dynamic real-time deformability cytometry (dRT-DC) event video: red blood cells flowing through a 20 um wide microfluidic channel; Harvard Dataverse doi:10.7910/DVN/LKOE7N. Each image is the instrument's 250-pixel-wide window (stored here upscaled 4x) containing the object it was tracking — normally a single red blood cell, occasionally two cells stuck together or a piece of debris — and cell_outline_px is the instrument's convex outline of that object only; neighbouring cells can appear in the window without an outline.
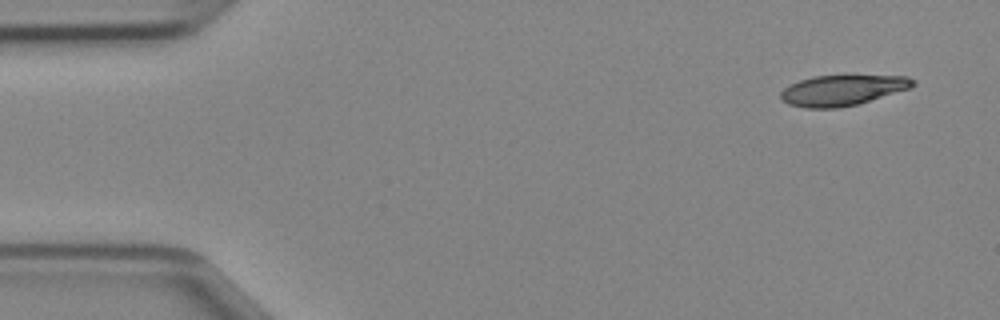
{"species": "Egyptian fruit bat (a non-hibernating species)", "species_latin": "Rousettus aegyptiacus", "temperature_condition": "cold", "stored_images_in_passage": 44, "camera_frame_rate_fps": 3000, "um_per_image_px": 0.085, "animal": {"sex": "female"}, "frame": {"image": 1, "passage_image": 1, "time_ms": 0.0, "image_size_px": [1000, 320], "cell_outline_px": [[916, 84], [908, 88], [856, 104], [836, 108], [804, 108], [788, 104], [780, 100], [780, 92], [784, 88], [800, 80], [812, 76], [908, 76], [916, 80]], "centroid_in_image_um": [71.54, 7.67], "position_along_channel_um": 13.5, "area_um2": 23.18}}
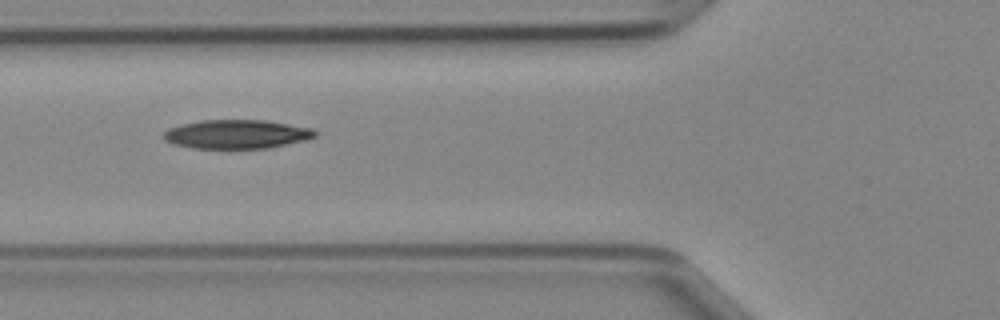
{"frame": {"image": 2, "passage_image": 15, "time_ms": 4.667, "image_size_px": [1000, 320], "cell_outline_px": [[316, 136], [308, 140], [268, 148], [192, 148], [172, 144], [164, 140], [160, 136], [168, 128], [180, 124], [200, 120], [264, 120], [312, 128], [316, 132]], "centroid_in_image_um": [20.07, 11.41], "position_along_channel_um": 105.7, "area_um2": 25.72}}
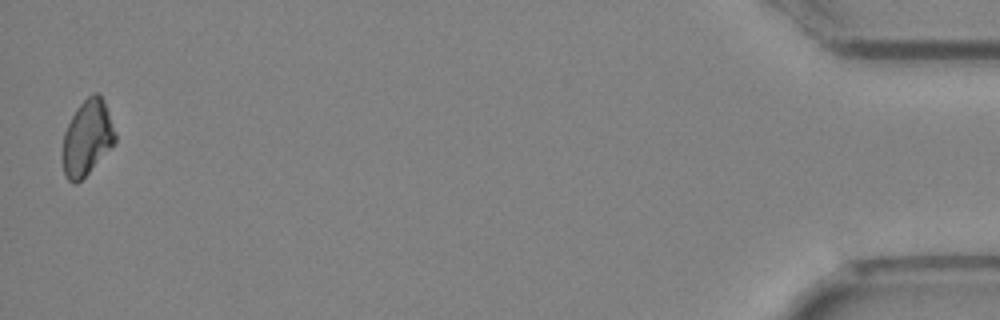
{"frame": {"image": 3, "passage_image": 44, "time_ms": 14.333, "image_size_px": [1000, 320], "cell_outline_px": [[116, 144], [76, 184], [72, 184], [64, 176], [60, 156], [64, 132], [76, 108], [92, 92], [100, 92], [104, 100], [116, 132]], "centroid_in_image_um": [7.39, 11.72], "position_along_channel_um": 427.8, "area_um2": 23.64}}